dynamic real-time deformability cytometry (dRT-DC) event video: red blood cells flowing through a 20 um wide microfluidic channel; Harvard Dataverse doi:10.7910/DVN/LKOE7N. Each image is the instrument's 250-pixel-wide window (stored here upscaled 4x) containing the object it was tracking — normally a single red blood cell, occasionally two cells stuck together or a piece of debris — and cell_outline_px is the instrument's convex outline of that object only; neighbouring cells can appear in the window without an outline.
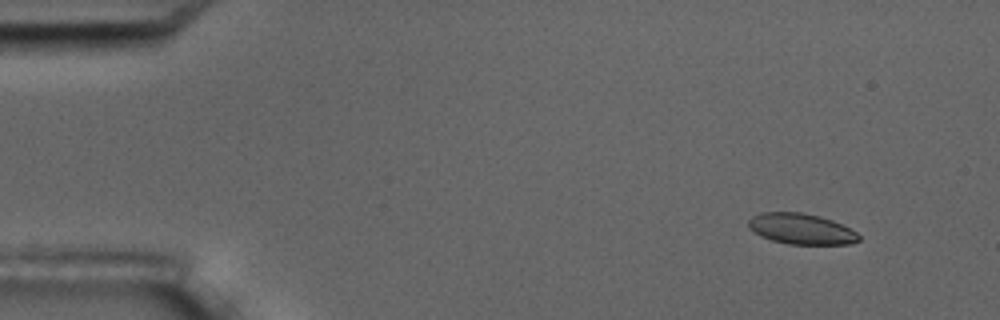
{"species": "common noctule bat (a hibernating species)", "species_latin": "Nyctalus noctula", "temperature_condition": "room temperature", "stored_images_in_passage": 4, "camera_frame_rate_fps": 3000, "um_per_image_px": 0.085, "animal": {"sex": "male", "body_mass_g": 17.5, "forearm_length_mm": 52.3}, "frame": {"image": 1, "passage_image": 1, "time_ms": 0.0, "image_size_px": [1000, 320], "cell_outline_px": [[860, 240], [848, 244], [788, 244], [772, 240], [760, 236], [748, 228], [748, 220], [752, 216], [760, 212], [800, 212], [820, 216], [832, 220], [856, 232], [860, 236]], "centroid_in_image_um": [68.06, 19.45], "position_along_channel_um": 16.9, "area_um2": 19.77}}
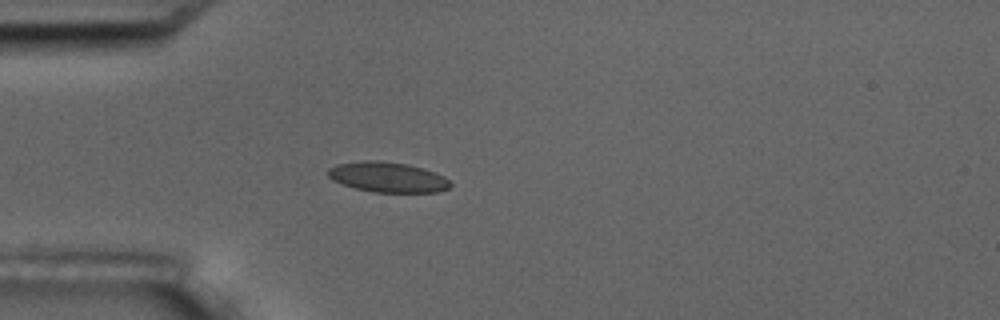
{"frame": {"image": 2, "passage_image": 4, "time_ms": 3.667, "image_size_px": [1000, 320], "cell_outline_px": [[452, 184], [448, 188], [436, 192], [372, 192], [356, 188], [332, 180], [328, 176], [328, 168], [336, 164], [364, 160], [380, 160], [408, 164], [424, 168], [436, 172], [444, 176]], "centroid_in_image_um": [32.96, 15.04], "position_along_channel_um": 52.0, "area_um2": 21.62}}